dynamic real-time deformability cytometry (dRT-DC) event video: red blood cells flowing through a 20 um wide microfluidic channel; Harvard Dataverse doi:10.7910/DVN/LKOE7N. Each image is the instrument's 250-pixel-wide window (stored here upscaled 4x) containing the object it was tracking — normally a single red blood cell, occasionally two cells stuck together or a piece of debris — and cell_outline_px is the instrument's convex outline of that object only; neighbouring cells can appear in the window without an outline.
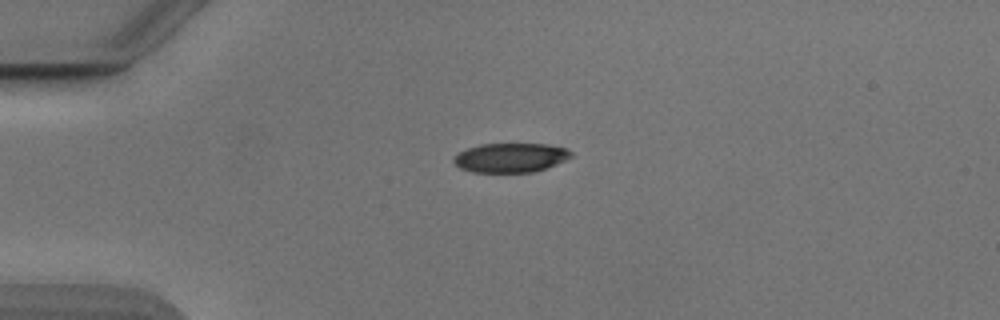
{"species": "Egyptian fruit bat (a non-hibernating species)", "species_latin": "Rousettus aegyptiacus", "temperature_condition": "cold", "stored_images_in_passage": 41, "camera_frame_rate_fps": 3000, "um_per_image_px": 0.085, "animal": {"sex": "male"}, "frame": {"image": 1, "passage_image": 1, "time_ms": 0.0, "image_size_px": [1000, 320], "cell_outline_px": [[572, 156], [556, 164], [532, 172], [472, 172], [460, 168], [452, 160], [452, 156], [468, 148], [480, 144], [548, 144], [564, 148], [572, 152]], "centroid_in_image_um": [43.36, 13.4], "position_along_channel_um": 41.6, "area_um2": 19.88}}
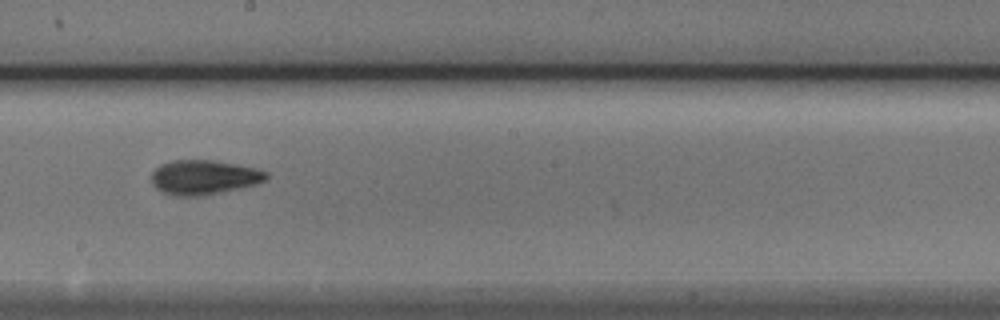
{"frame": {"image": 2, "passage_image": 18, "time_ms": 5.667, "image_size_px": [1000, 320], "cell_outline_px": [[268, 176], [264, 180], [256, 184], [240, 188], [204, 196], [176, 196], [160, 192], [152, 184], [152, 172], [160, 164], [172, 160], [212, 160], [256, 168], [268, 172]], "centroid_in_image_um": [17.3, 15.08], "position_along_channel_um": 230.9, "area_um2": 23.18}}
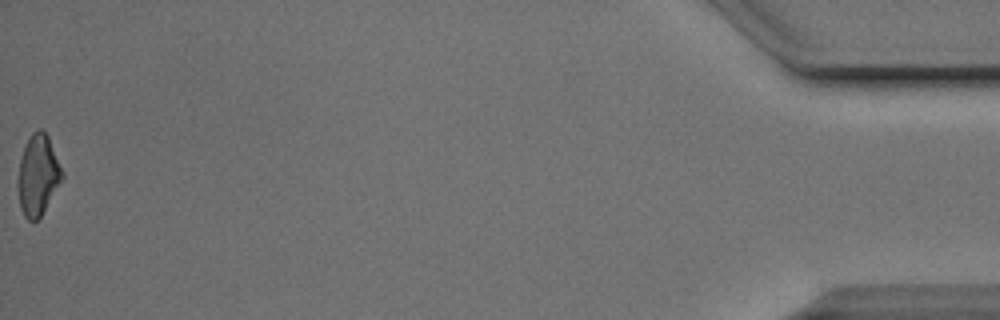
{"frame": {"image": 3, "passage_image": 41, "time_ms": 13.333, "image_size_px": [1000, 320], "cell_outline_px": [[64, 176], [40, 216], [36, 220], [28, 220], [24, 216], [20, 208], [16, 184], [20, 160], [24, 148], [32, 132], [36, 128], [40, 128], [48, 136], [64, 172]], "centroid_in_image_um": [3.21, 14.87], "position_along_channel_um": 432.0, "area_um2": 20.69}, "authors_computed_cell_mechanics": {"area_um2": 21.5594, "velocity_mm_per_s": 3.8964, "shape_relaxation_time_tau1_ms": 2.8114, "shape_relaxation_time_tau2_ms": 1.7521, "deformation_change_tau1": 0.1183, "deformation_change_tau2": 0.0753}}